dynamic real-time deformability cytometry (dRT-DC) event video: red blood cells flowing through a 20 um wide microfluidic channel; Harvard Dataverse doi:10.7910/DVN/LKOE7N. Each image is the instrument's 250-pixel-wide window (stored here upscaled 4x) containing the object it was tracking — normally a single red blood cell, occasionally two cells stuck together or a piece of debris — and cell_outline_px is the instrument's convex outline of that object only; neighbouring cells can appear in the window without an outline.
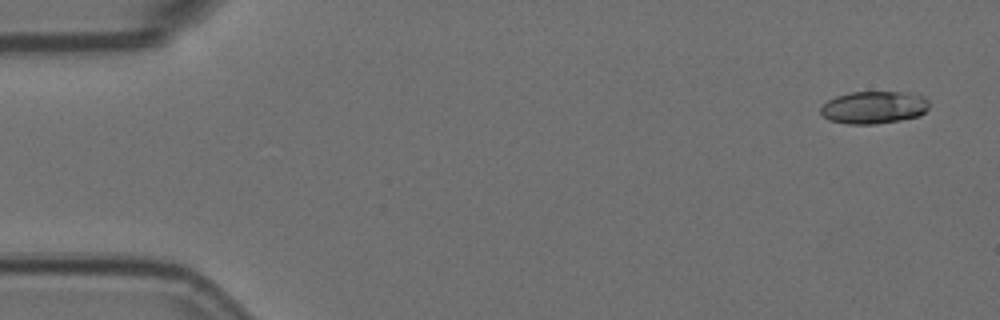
{"species": "Egyptian fruit bat (a non-hibernating species)", "species_latin": "Rousettus aegyptiacus", "temperature_condition": "room temperature", "stored_images_in_passage": 5, "camera_frame_rate_fps": 3000, "um_per_image_px": 0.085, "animal": {"sex": "female"}, "frame": {"image": 1, "passage_image": 1, "time_ms": 0.0, "image_size_px": [1000, 320], "cell_outline_px": [[928, 108], [920, 116], [900, 120], [876, 124], [848, 124], [828, 120], [820, 112], [820, 108], [828, 100], [836, 96], [848, 92], [900, 92], [924, 96], [928, 100]], "centroid_in_image_um": [74.26, 9.13], "position_along_channel_um": 10.7, "area_um2": 20.58}}
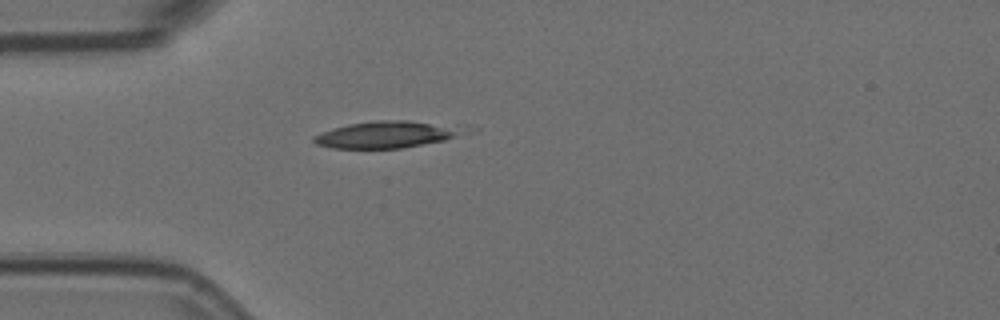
{"frame": {"image": 2, "passage_image": 5, "time_ms": 1.333, "image_size_px": [1000, 320], "cell_outline_px": [[452, 136], [444, 140], [404, 148], [332, 148], [316, 144], [312, 140], [312, 136], [348, 124], [376, 120], [408, 120], [428, 124], [452, 132]], "centroid_in_image_um": [32.44, 11.47], "position_along_channel_um": 52.6, "area_um2": 21.5}}